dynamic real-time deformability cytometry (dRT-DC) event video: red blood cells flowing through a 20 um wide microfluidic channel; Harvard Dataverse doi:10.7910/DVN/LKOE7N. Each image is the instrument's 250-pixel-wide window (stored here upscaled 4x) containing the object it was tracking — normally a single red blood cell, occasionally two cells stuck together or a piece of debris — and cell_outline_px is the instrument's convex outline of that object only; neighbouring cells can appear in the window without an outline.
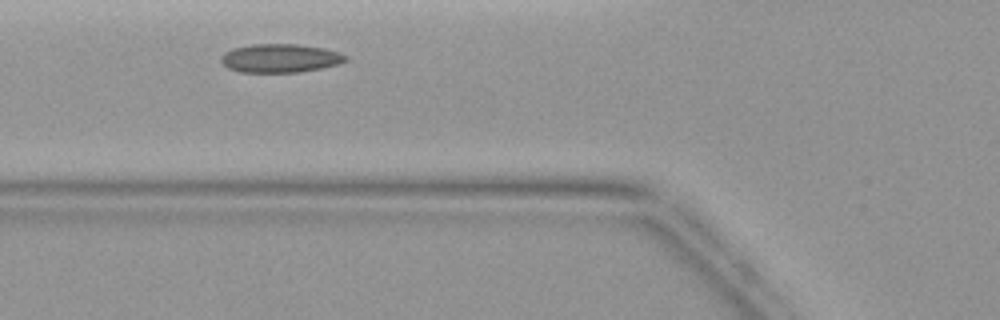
{"species": "common noctule bat (a hibernating species)", "species_latin": "Nyctalus noctula", "temperature_condition": "warm", "stored_images_in_passage": 3, "camera_frame_rate_fps": 3000, "um_per_image_px": 0.085, "animal": {"sex": "female", "body_mass_g": 19.9}, "frame": {"image": 1, "passage_image": 3, "time_ms": 5.0, "image_size_px": [1000, 320], "cell_outline_px": [[348, 60], [340, 64], [300, 72], [240, 72], [228, 68], [220, 60], [220, 56], [224, 52], [236, 48], [252, 44], [296, 44], [324, 48], [340, 52], [348, 56]], "centroid_in_image_um": [23.85, 4.95], "position_along_channel_um": 102.0, "area_um2": 20.81}}